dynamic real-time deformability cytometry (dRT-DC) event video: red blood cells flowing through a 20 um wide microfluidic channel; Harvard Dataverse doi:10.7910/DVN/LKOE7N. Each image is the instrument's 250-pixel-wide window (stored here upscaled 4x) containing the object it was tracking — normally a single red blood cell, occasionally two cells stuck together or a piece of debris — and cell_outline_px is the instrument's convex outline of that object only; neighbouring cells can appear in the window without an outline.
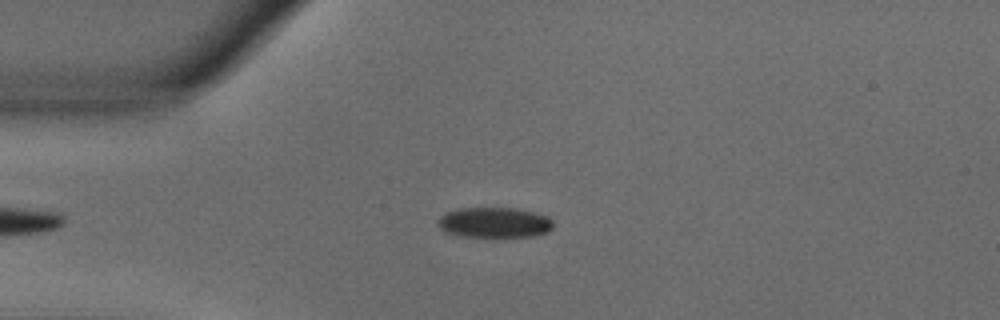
{"species": "common noctule bat (a hibernating species)", "species_latin": "Nyctalus noctula", "temperature_condition": "warm", "stored_images_in_passage": 40, "camera_frame_rate_fps": 3000, "um_per_image_px": 0.085, "animal": {"sex": "male", "body_mass_g": 18.8}, "frame": {"image": 1, "passage_image": 3, "time_ms": 0.667, "image_size_px": [1000, 320], "cell_outline_px": [[552, 228], [548, 232], [532, 236], [460, 236], [444, 232], [440, 228], [440, 216], [448, 212], [460, 208], [512, 208], [532, 212], [548, 216], [552, 220]], "centroid_in_image_um": [42.04, 18.91], "position_along_channel_um": 43.0, "area_um2": 20.06}}
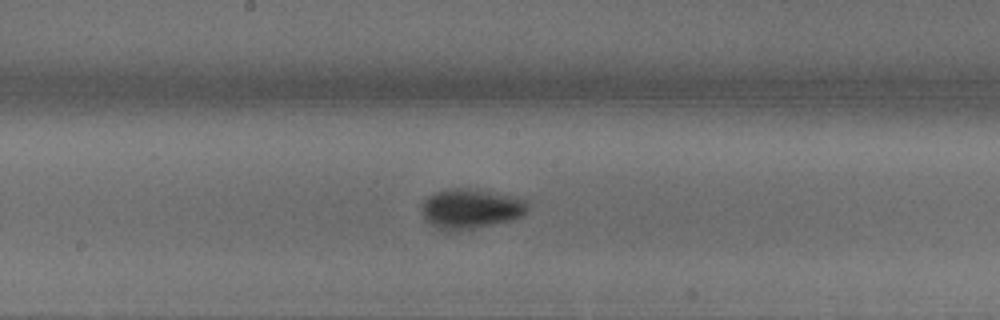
{"frame": {"image": 2, "passage_image": 18, "time_ms": 5.667, "image_size_px": [1000, 320], "cell_outline_px": [[528, 212], [524, 216], [512, 220], [460, 232], [444, 232], [436, 228], [424, 216], [424, 200], [428, 196], [436, 192], [452, 188], [468, 188], [516, 196], [528, 200]], "centroid_in_image_um": [40.09, 17.77], "position_along_channel_um": 208.1, "area_um2": 24.97}}
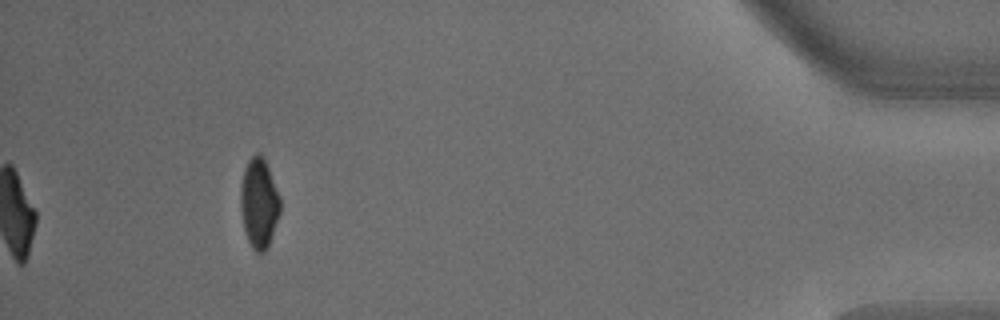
{"frame": {"image": 3, "passage_image": 40, "time_ms": 13.0, "image_size_px": [1000, 320], "cell_outline_px": [[280, 212], [268, 244], [264, 252], [256, 252], [252, 248], [248, 240], [244, 228], [240, 208], [240, 188], [244, 168], [248, 160], [256, 152], [260, 152], [264, 156], [280, 196]], "centroid_in_image_um": [22.0, 17.2], "position_along_channel_um": 413.2, "area_um2": 20.75}, "authors_computed_cell_mechanics": {"area_um2": 22.1952, "velocity_mm_per_s": 3.6756, "shape_relaxation_time_tau1_ms": 4.5814, "shape_relaxation_time_tau2_ms": null, "deformation_change_tau1": 0.1645, "deformation_change_tau2": null}}